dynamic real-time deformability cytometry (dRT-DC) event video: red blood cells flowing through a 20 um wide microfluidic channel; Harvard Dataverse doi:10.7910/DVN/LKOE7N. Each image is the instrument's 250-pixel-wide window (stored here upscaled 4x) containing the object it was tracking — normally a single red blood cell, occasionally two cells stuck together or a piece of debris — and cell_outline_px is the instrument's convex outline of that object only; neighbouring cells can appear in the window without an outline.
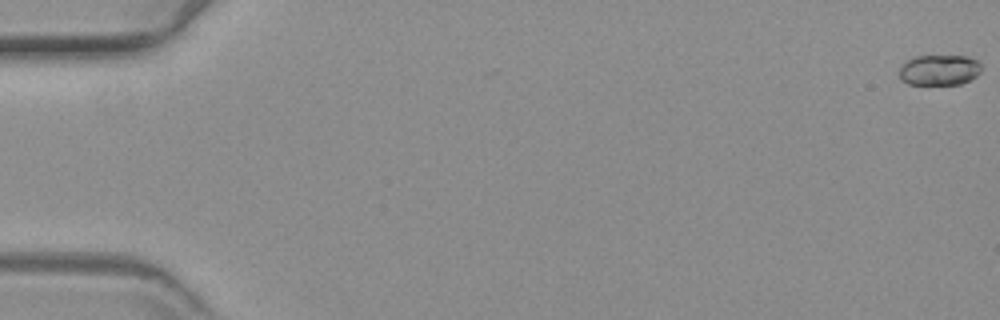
{"species": "common noctule bat (a hibernating species)", "species_latin": "Nyctalus noctula", "temperature_condition": "warm", "stored_images_in_passage": 62, "camera_frame_rate_fps": 3000, "um_per_image_px": 0.085, "animal": {"sex": "female", "body_mass_g": 19.3, "forearm_length_mm": 54.1}, "frame": {"image": 1, "passage_image": 1, "time_ms": 0.0, "image_size_px": [1000, 320], "cell_outline_px": [[972, 76], [964, 80], [952, 84], [912, 84], [908, 80], [908, 64], [912, 60], [928, 56], [956, 56], [968, 60]], "centroid_in_image_um": [79.78, 5.97], "position_along_channel_um": 5.2, "area_um2": 11.44}}
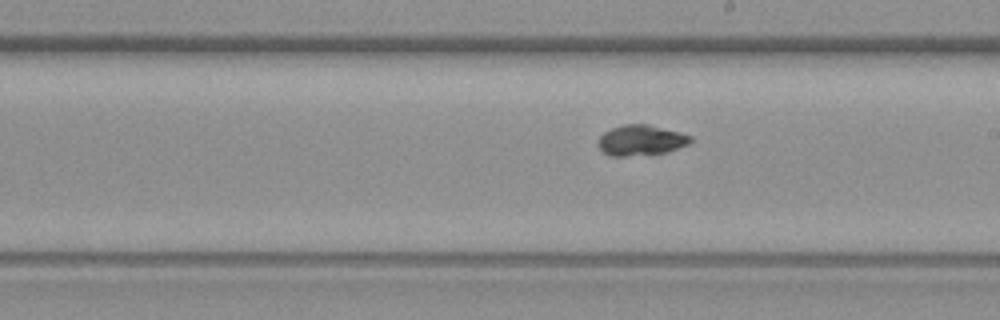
{"frame": {"image": 2, "passage_image": 36, "time_ms": 11.667, "image_size_px": [1000, 320], "cell_outline_px": [[688, 140], [672, 148], [660, 152], [608, 152], [600, 144], [600, 140], [608, 132], [620, 128], [644, 128], [672, 132], [684, 136]], "centroid_in_image_um": [54.44, 11.94], "position_along_channel_um": 234.6, "area_um2": 12.08}}
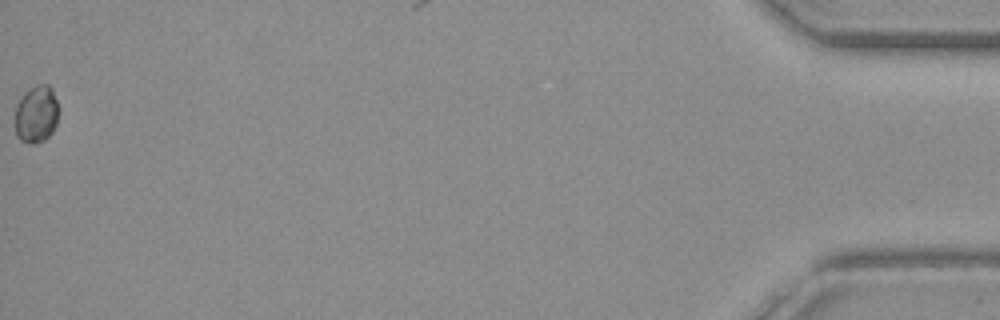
{"frame": {"image": 3, "passage_image": 62, "time_ms": 20.333, "image_size_px": [1000, 320], "cell_outline_px": [[56, 120], [52, 128], [40, 140], [24, 140], [20, 136], [16, 128], [16, 112], [24, 96], [28, 92], [48, 88], [56, 104]], "centroid_in_image_um": [3.06, 9.77], "position_along_channel_um": 432.1, "area_um2": 11.91}}